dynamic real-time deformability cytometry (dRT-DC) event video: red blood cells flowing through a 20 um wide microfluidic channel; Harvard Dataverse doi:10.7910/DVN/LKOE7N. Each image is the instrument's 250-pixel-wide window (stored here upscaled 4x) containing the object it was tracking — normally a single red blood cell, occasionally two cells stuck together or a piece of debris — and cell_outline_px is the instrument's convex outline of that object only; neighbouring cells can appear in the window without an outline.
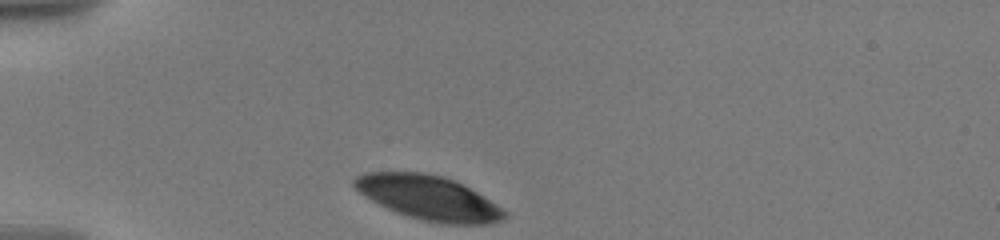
{"species": "human", "species_latin": "Homo sapiens", "temperature_condition": "warm", "stored_images_in_passage": 23, "camera_frame_rate_fps": 3000, "um_per_image_px": 0.085, "donor": {"sex": "male"}, "frame": {"image": 1, "passage_image": 1, "time_ms": 0.0, "image_size_px": [1000, 240], "cell_outline_px": [[508, 216], [500, 220], [488, 224], [440, 224], [408, 216], [396, 212], [364, 196], [352, 184], [352, 180], [356, 176], [368, 172], [424, 172], [444, 176], [476, 192], [496, 204], [508, 212]], "centroid_in_image_um": [36.43, 16.81], "position_along_channel_um": 48.6, "area_um2": 38.44}}
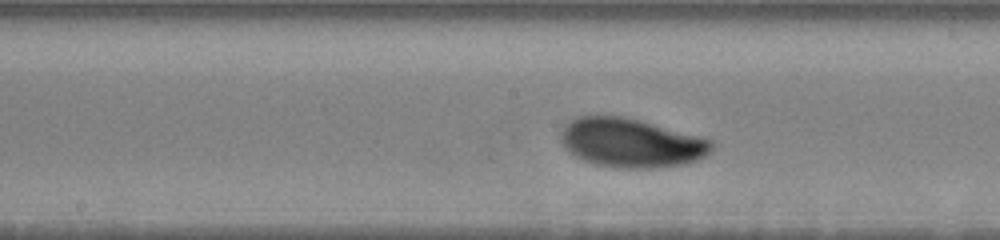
{"frame": {"image": 2, "passage_image": 10, "time_ms": 5.0, "image_size_px": [1000, 240], "cell_outline_px": [[712, 148], [704, 156], [696, 160], [680, 164], [652, 168], [616, 168], [596, 164], [572, 156], [564, 148], [560, 140], [560, 132], [572, 120], [580, 116], [620, 116], [640, 120], [700, 136], [712, 140]], "centroid_in_image_um": [53.6, 12.15], "position_along_channel_um": 194.6, "area_um2": 42.83}}
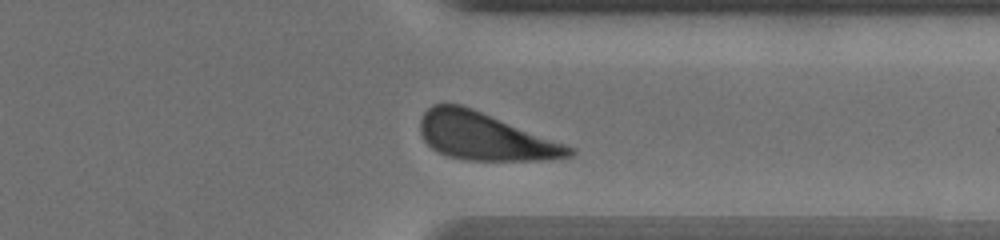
{"frame": {"image": 3, "passage_image": 20, "time_ms": 10.0, "image_size_px": [1000, 240], "cell_outline_px": [[576, 152], [572, 156], [544, 160], [464, 160], [448, 156], [432, 148], [424, 140], [420, 132], [420, 120], [424, 112], [432, 104], [460, 104], [472, 108], [576, 148]], "centroid_in_image_um": [41.21, 11.6], "position_along_channel_um": 370.2, "area_um2": 40.98}, "authors_computed_cell_mechanics": {"area_um2": 41.7316, "velocity_mm_per_s": 3.5024, "shape_relaxation_time_tau1_ms": 1.7613, "shape_relaxation_time_tau2_ms": null, "deformation_change_tau1": 0.0743, "deformation_change_tau2": null}}